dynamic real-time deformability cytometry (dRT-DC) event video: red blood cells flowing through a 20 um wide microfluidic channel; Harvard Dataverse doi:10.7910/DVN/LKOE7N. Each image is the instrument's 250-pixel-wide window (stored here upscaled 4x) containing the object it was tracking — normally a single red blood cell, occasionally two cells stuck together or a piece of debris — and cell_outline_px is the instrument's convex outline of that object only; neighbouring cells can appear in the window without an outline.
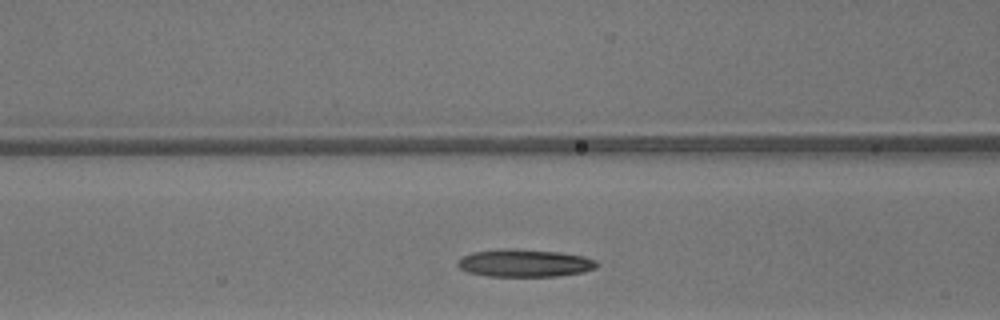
{"species": "common noctule bat (a hibernating species)", "species_latin": "Nyctalus noctula", "temperature_condition": "warm", "stored_images_in_passage": 26, "camera_frame_rate_fps": 3000, "um_per_image_px": 0.085, "animal": {"sex": "male", "body_mass_g": 13.3}, "frame": {"image": 1, "passage_image": 8, "time_ms": 2.333, "image_size_px": [1000, 320], "cell_outline_px": [[600, 264], [596, 268], [584, 272], [556, 276], [488, 276], [468, 272], [460, 268], [456, 264], [464, 256], [472, 252], [504, 248], [508, 248], [560, 252], [584, 256], [596, 260]], "centroid_in_image_um": [44.63, 22.36], "position_along_channel_um": 122.0, "area_um2": 22.43}}
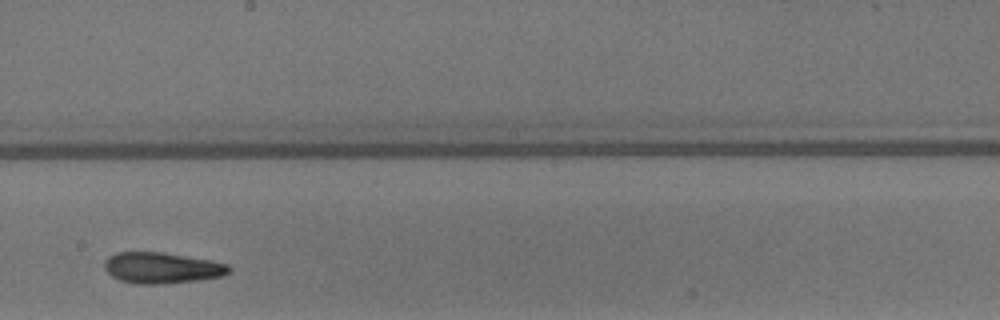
{"frame": {"image": 2, "passage_image": 16, "time_ms": 5.0, "image_size_px": [1000, 320], "cell_outline_px": [[232, 272], [224, 276], [200, 280], [168, 284], [132, 284], [120, 280], [112, 276], [104, 268], [104, 260], [108, 256], [116, 252], [160, 252], [212, 260], [228, 264], [232, 268]], "centroid_in_image_um": [13.79, 22.78], "position_along_channel_um": 234.4, "area_um2": 22.95}}
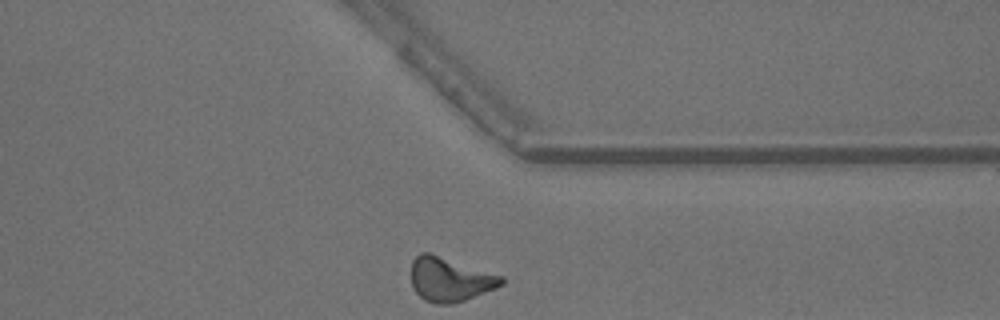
{"frame": {"image": 3, "passage_image": 26, "time_ms": 8.333, "image_size_px": [1000, 320], "cell_outline_px": [[504, 284], [496, 288], [464, 300], [452, 304], [436, 304], [424, 300], [412, 288], [412, 260], [420, 252], [428, 252], [504, 276]], "centroid_in_image_um": [38.24, 23.75], "position_along_channel_um": 373.2, "area_um2": 23.18}, "authors_computed_cell_mechanics": {"area_um2": 22.0507, "velocity_mm_per_s": 4.2182, "shape_relaxation_time_tau1_ms": 7.3882, "shape_relaxation_time_tau2_ms": 4.6492, "deformation_change_tau1": 0.2222, "deformation_change_tau2": 0.1581}}